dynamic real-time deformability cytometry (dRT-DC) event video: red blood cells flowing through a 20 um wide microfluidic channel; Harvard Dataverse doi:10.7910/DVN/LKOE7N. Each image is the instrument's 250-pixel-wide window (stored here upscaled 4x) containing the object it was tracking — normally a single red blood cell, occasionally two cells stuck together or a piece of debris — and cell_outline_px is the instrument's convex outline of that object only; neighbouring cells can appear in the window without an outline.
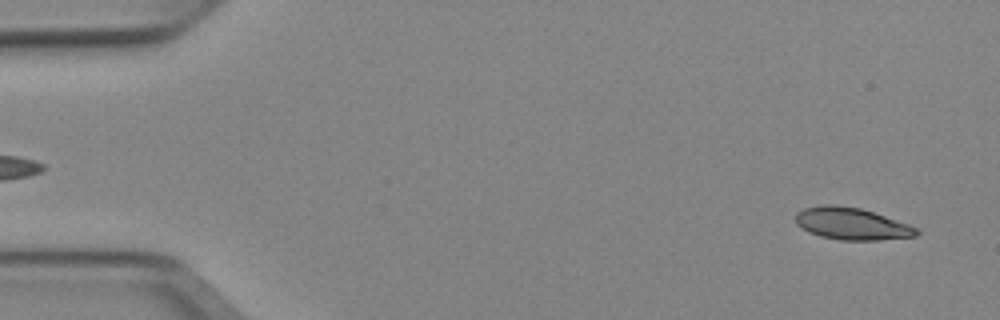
{"species": "Egyptian fruit bat (a non-hibernating species)", "species_latin": "Rousettus aegyptiacus", "temperature_condition": "cold", "stored_images_in_passage": 50, "camera_frame_rate_fps": 3000, "um_per_image_px": 0.085, "animal": {"sex": "female"}, "frame": {"image": 1, "passage_image": 2, "time_ms": 0.333, "image_size_px": [1000, 320], "cell_outline_px": [[920, 232], [916, 236], [876, 240], [840, 240], [820, 236], [808, 232], [796, 224], [796, 212], [804, 208], [824, 204], [836, 204], [860, 208], [908, 224], [916, 228]], "centroid_in_image_um": [72.35, 19.01], "position_along_channel_um": 12.6, "area_um2": 22.48}}
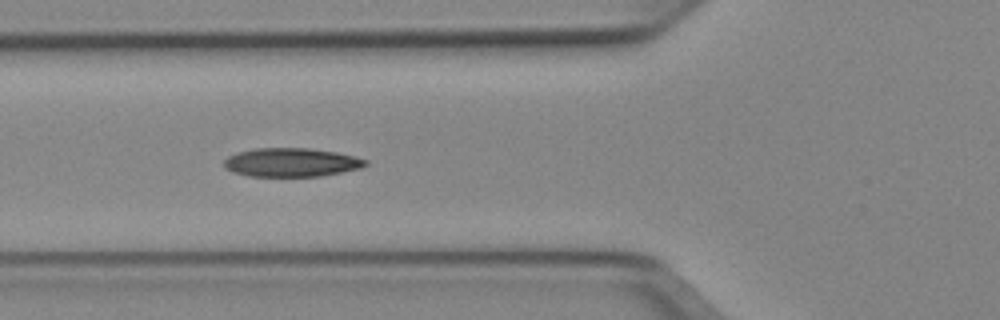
{"frame": {"image": 2, "passage_image": 18, "time_ms": 5.667, "image_size_px": [1000, 320], "cell_outline_px": [[368, 164], [360, 168], [320, 176], [248, 176], [232, 172], [224, 168], [224, 160], [228, 156], [236, 152], [256, 148], [308, 148], [336, 152], [368, 160]], "centroid_in_image_um": [24.72, 13.8], "position_along_channel_um": 101.1, "area_um2": 23.64}}
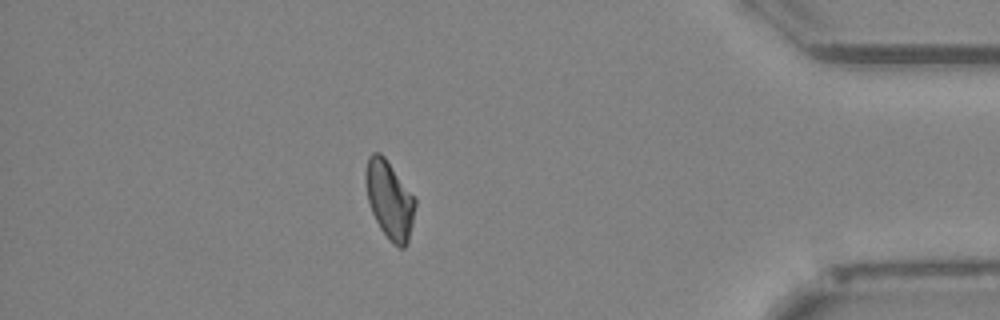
{"frame": {"image": 3, "passage_image": 44, "time_ms": 14.333, "image_size_px": [1000, 320], "cell_outline_px": [[416, 204], [408, 244], [404, 248], [400, 248], [392, 244], [380, 228], [372, 212], [368, 200], [364, 180], [364, 172], [368, 156], [372, 152], [380, 152], [384, 156], [416, 196]], "centroid_in_image_um": [33.11, 16.96], "position_along_channel_um": 402.1, "area_um2": 22.95}, "authors_computed_cell_mechanics": {"area_um2": 23.0911, "velocity_mm_per_s": 3.9306, "shape_relaxation_time_tau1_ms": 7.1524, "shape_relaxation_time_tau2_ms": 2.9009, "deformation_change_tau1": 0.182, "deformation_change_tau2": 0.0877}}